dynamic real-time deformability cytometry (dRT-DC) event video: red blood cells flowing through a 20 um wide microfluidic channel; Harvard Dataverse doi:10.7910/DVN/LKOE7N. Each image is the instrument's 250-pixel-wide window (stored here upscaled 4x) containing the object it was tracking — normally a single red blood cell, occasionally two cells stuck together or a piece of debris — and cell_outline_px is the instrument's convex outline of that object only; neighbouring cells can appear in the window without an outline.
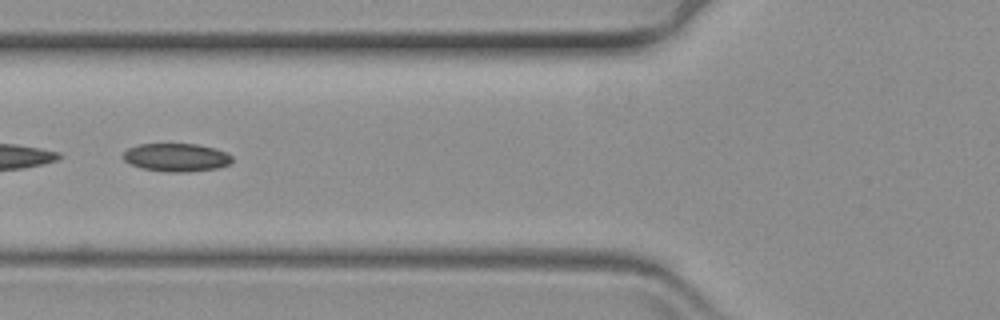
{"species": "common noctule bat (a hibernating species)", "species_latin": "Nyctalus noctula", "temperature_condition": "warm", "stored_images_in_passage": 16, "camera_frame_rate_fps": 3000, "um_per_image_px": 0.085, "animal": {"sex": "female", "body_mass_g": 19.3, "forearm_length_mm": 54.1}, "frame": {"image": 1, "passage_image": 10, "time_ms": 3.0, "image_size_px": [1000, 320], "cell_outline_px": [[232, 160], [228, 164], [216, 168], [188, 172], [168, 172], [140, 168], [124, 160], [124, 152], [128, 148], [140, 144], [196, 144], [212, 148], [224, 152], [232, 156]], "centroid_in_image_um": [14.96, 13.38], "position_along_channel_um": 110.8, "area_um2": 17.63}}